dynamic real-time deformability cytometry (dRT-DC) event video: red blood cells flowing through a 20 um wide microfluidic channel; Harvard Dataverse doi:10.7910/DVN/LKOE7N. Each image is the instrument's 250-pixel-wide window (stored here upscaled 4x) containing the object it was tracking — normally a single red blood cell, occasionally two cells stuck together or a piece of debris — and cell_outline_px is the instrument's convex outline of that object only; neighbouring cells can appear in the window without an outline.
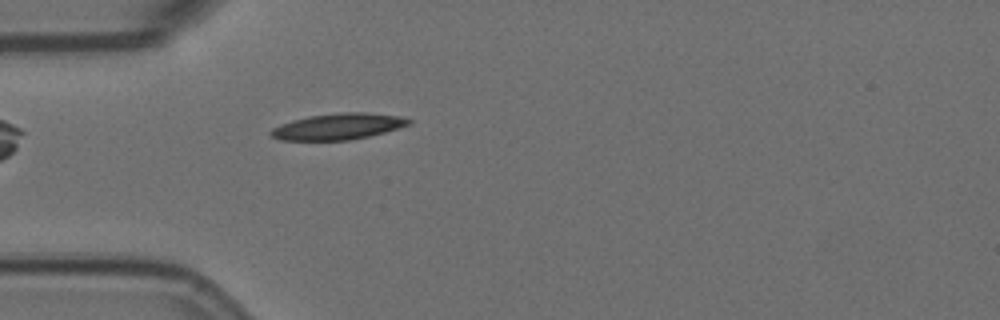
{"species": "Egyptian fruit bat (a non-hibernating species)", "species_latin": "Rousettus aegyptiacus", "temperature_condition": "room temperature", "stored_images_in_passage": 40, "camera_frame_rate_fps": 3000, "um_per_image_px": 0.085, "animal": {"sex": "female"}, "frame": {"image": 1, "passage_image": 1, "time_ms": 0.0, "image_size_px": [1000, 320], "cell_outline_px": [[412, 124], [384, 132], [368, 136], [348, 140], [280, 140], [272, 136], [268, 132], [272, 128], [280, 124], [292, 120], [308, 116], [340, 112], [368, 112], [400, 116], [412, 120]], "centroid_in_image_um": [28.74, 10.74], "position_along_channel_um": 56.3, "area_um2": 21.1}}
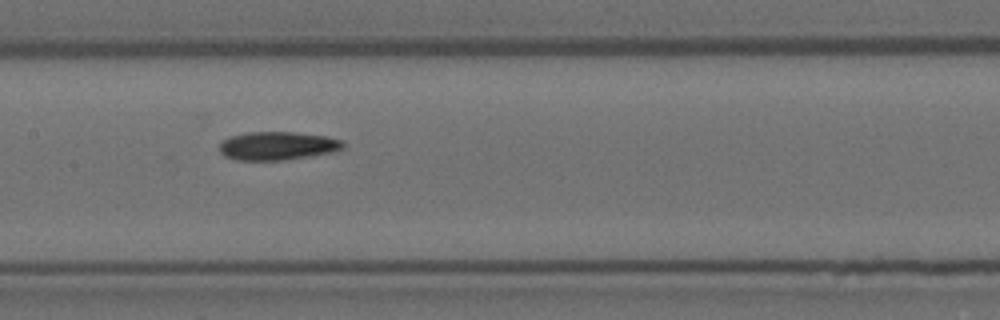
{"frame": {"image": 2, "passage_image": 12, "time_ms": 3.667, "image_size_px": [1000, 320], "cell_outline_px": [[344, 148], [332, 152], [312, 156], [280, 160], [236, 160], [224, 156], [220, 152], [220, 144], [228, 136], [248, 132], [292, 132], [328, 136], [344, 140]], "centroid_in_image_um": [23.6, 12.39], "position_along_channel_um": 183.8, "area_um2": 20.58}}
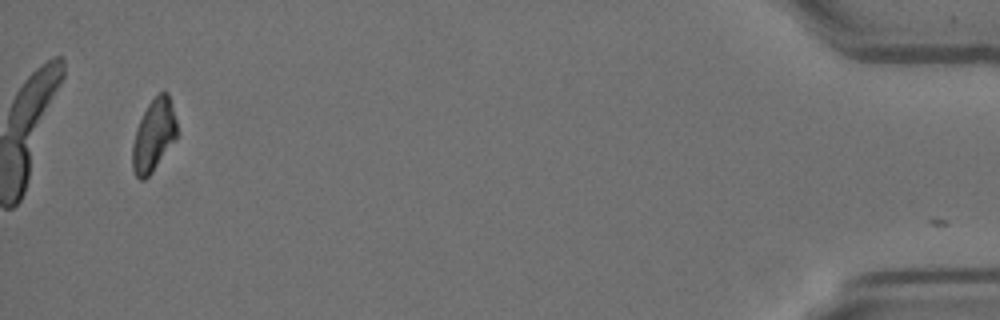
{"frame": {"image": 3, "passage_image": 39, "time_ms": 12.667, "image_size_px": [1000, 320], "cell_outline_px": [[176, 140], [152, 172], [144, 180], [140, 180], [136, 176], [132, 168], [132, 144], [136, 128], [148, 104], [160, 92], [168, 92], [176, 120]], "centroid_in_image_um": [13.05, 11.53], "position_along_channel_um": 422.1, "area_um2": 18.61}, "authors_computed_cell_mechanics": {"area_um2": 20.1722, "velocity_mm_per_s": 3.5815, "shape_relaxation_time_tau1_ms": null, "shape_relaxation_time_tau2_ms": 9.9546, "deformation_change_tau1": null, "deformation_change_tau2": 0.1732}}